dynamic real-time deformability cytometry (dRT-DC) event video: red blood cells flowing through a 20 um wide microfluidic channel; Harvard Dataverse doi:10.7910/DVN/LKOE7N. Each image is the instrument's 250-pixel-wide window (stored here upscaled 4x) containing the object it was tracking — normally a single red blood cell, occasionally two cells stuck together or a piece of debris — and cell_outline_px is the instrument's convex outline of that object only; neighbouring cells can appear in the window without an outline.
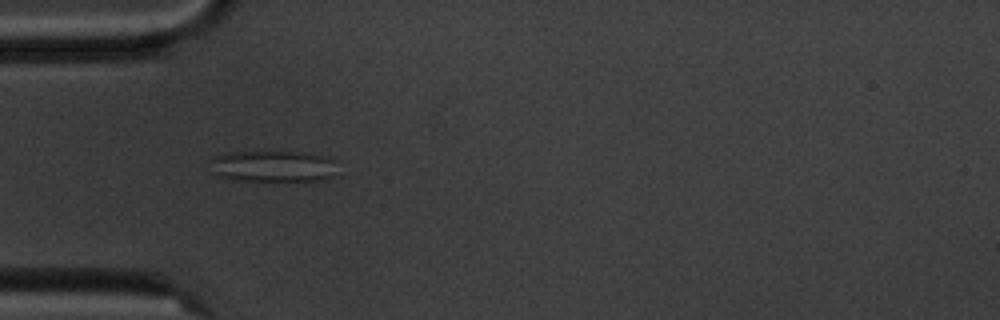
{"species": "common noctule bat (a hibernating species)", "species_latin": "Nyctalus noctula", "temperature_condition": "cold", "stored_images_in_passage": 8, "camera_frame_rate_fps": 3000, "um_per_image_px": 0.085, "animal": {"sex": "male", "body_mass_g": 20.1, "forearm_length_mm": 53.5}, "frame": {"image": 1, "passage_image": 5, "time_ms": 4.667, "image_size_px": [1000, 320], "cell_outline_px": [[332, 176], [320, 180], [232, 180], [216, 176], [208, 172], [212, 156], [228, 152], [264, 148], [304, 152], [324, 156], [332, 160]], "centroid_in_image_um": [23.0, 14.06], "position_along_channel_um": 62.0, "area_um2": 24.22}}
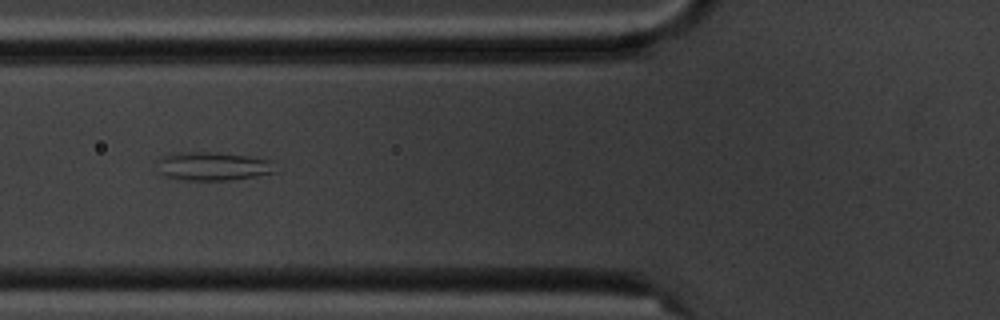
{"frame": {"image": 2, "passage_image": 6, "time_ms": 6.0, "image_size_px": [1000, 320], "cell_outline_px": [[276, 172], [256, 176], [228, 180], [180, 180], [164, 176], [160, 172], [156, 160], [160, 156], [172, 152], [216, 152], [248, 156], [268, 160]], "centroid_in_image_um": [17.99, 14.12], "position_along_channel_um": 107.8, "area_um2": 19.71}}
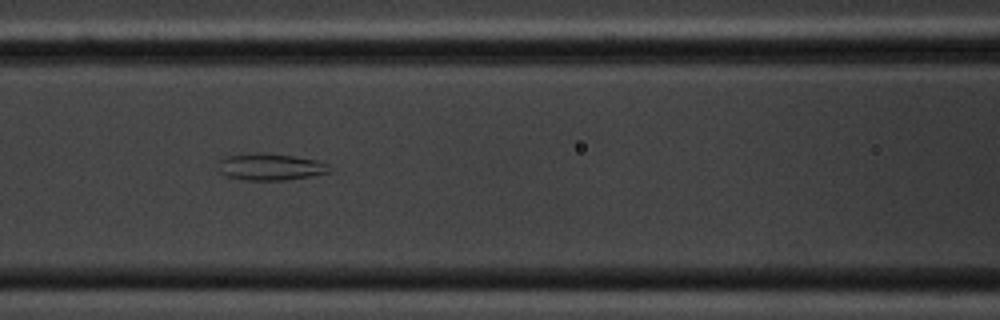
{"frame": {"image": 3, "passage_image": 7, "time_ms": 7.0, "image_size_px": [1000, 320], "cell_outline_px": [[332, 172], [284, 180], [248, 180], [224, 176], [220, 172], [220, 160], [224, 156], [252, 152], [260, 152], [292, 156], [316, 160], [324, 164]], "centroid_in_image_um": [22.91, 14.17], "position_along_channel_um": 143.7, "area_um2": 17.17}}